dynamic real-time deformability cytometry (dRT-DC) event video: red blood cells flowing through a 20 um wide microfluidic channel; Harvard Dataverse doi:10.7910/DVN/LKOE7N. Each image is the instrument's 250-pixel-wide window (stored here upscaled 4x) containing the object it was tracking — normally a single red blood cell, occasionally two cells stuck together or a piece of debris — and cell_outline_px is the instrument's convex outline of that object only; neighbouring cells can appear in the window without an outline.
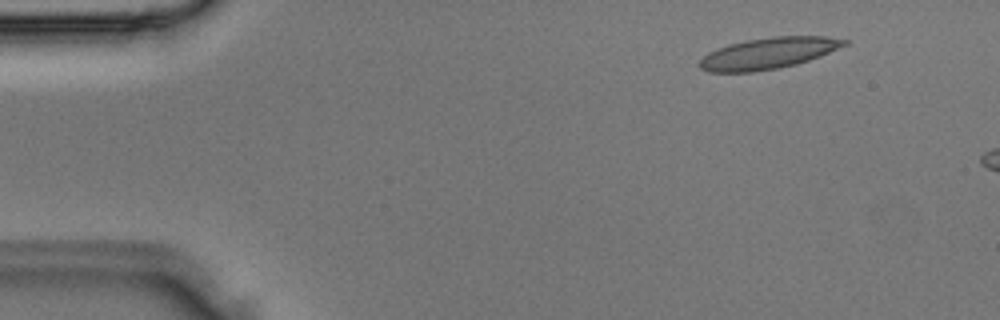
{"species": "Egyptian fruit bat (a non-hibernating species)", "species_latin": "Rousettus aegyptiacus", "temperature_condition": "room temperature", "stored_images_in_passage": 3, "camera_frame_rate_fps": 3000, "um_per_image_px": 0.085, "animal": {"sex": "male"}, "frame": {"image": 1, "passage_image": 1, "time_ms": 0.0, "image_size_px": [1000, 320], "cell_outline_px": [[848, 44], [820, 56], [796, 64], [776, 68], [752, 72], [708, 72], [700, 68], [700, 60], [708, 52], [716, 48], [728, 44], [748, 40], [772, 36], [824, 36], [848, 40]], "centroid_in_image_um": [65.29, 4.52], "position_along_channel_um": 19.7, "area_um2": 26.24}}